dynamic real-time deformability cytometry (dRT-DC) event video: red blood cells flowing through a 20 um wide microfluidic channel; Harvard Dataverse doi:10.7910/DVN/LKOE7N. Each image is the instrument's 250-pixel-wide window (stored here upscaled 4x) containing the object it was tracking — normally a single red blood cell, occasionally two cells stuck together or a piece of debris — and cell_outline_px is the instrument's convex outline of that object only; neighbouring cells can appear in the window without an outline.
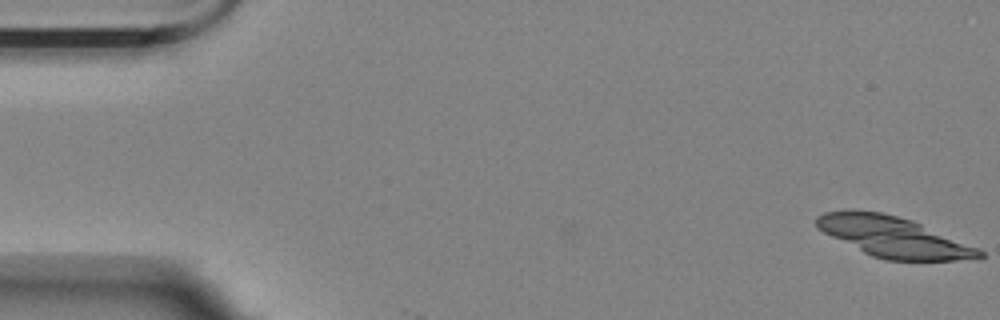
{"species": "Egyptian fruit bat (a non-hibernating species)", "species_latin": "Rousettus aegyptiacus", "temperature_condition": "room temperature", "stored_images_in_passage": 6, "camera_frame_rate_fps": 3000, "um_per_image_px": 0.085, "animal": {"sex": "female"}, "frame": {"image": 1, "passage_image": 6, "time_ms": 1.667, "image_size_px": [1000, 320], "cell_outline_px": [[984, 256], [956, 260], [884, 260], [872, 256], [816, 228], [816, 216], [824, 212], [852, 208], [880, 212], [912, 220], [980, 248], [984, 252]], "centroid_in_image_um": [75.92, 20.11], "position_along_channel_um": 9.1, "area_um2": 38.26}}